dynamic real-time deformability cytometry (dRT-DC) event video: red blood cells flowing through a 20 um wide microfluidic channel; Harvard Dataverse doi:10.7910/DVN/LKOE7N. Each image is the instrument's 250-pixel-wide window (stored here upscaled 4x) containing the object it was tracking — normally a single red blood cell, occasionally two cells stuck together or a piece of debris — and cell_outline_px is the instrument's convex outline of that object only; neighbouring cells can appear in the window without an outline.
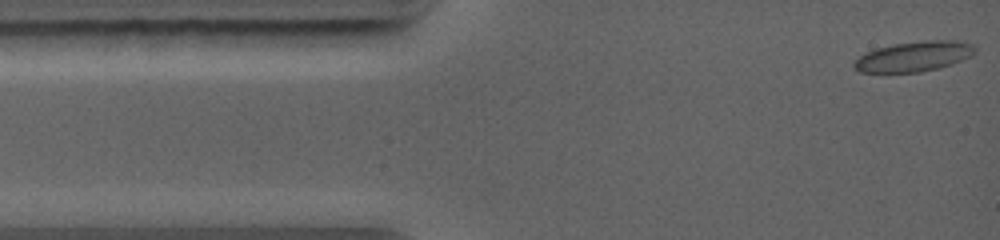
{"species": "common noctule bat (a hibernating species)", "species_latin": "Nyctalus noctula", "temperature_condition": "warm", "stored_images_in_passage": 11, "camera_frame_rate_fps": 5000, "um_per_image_px": 0.085, "animal": {"sex": "female", "body_mass_g": 19.0, "forearm_length_mm": 56.7}, "frame": {"image": 1, "passage_image": 1, "time_ms": 0.0, "image_size_px": [1000, 240], "cell_outline_px": [[976, 52], [972, 56], [952, 64], [940, 68], [920, 72], [860, 72], [852, 68], [852, 64], [860, 56], [876, 48], [896, 44], [928, 40], [956, 40], [972, 44], [976, 48]], "centroid_in_image_um": [77.72, 4.8], "position_along_channel_um": 7.3, "area_um2": 21.21}}
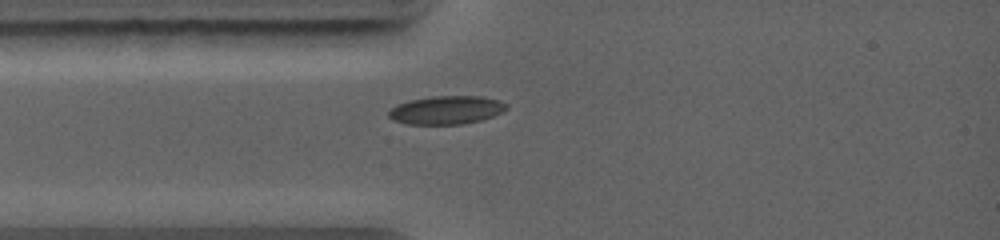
{"frame": {"image": 2, "passage_image": 7, "time_ms": 2.4, "image_size_px": [1000, 240], "cell_outline_px": [[508, 108], [504, 112], [480, 120], [464, 124], [404, 124], [392, 120], [388, 116], [388, 112], [396, 104], [408, 100], [436, 96], [480, 96], [500, 100], [508, 104]], "centroid_in_image_um": [37.94, 9.35], "position_along_channel_um": 47.1, "area_um2": 19.65}}
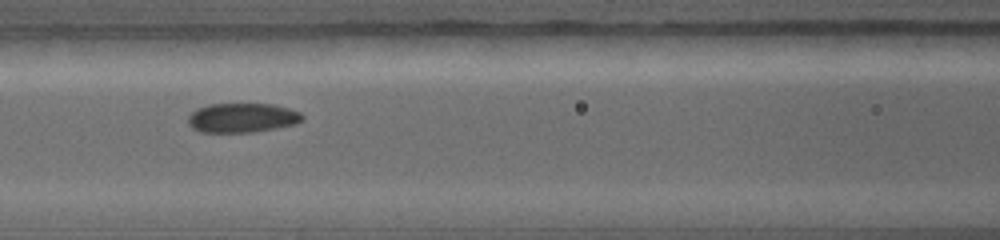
{"frame": {"image": 3, "passage_image": 10, "time_ms": 4.6, "image_size_px": [1000, 240], "cell_outline_px": [[304, 116], [296, 124], [256, 132], [200, 132], [192, 128], [188, 124], [188, 116], [196, 108], [208, 104], [272, 104], [288, 108], [300, 112]], "centroid_in_image_um": [20.56, 10.01], "position_along_channel_um": 146.0, "area_um2": 19.65}}